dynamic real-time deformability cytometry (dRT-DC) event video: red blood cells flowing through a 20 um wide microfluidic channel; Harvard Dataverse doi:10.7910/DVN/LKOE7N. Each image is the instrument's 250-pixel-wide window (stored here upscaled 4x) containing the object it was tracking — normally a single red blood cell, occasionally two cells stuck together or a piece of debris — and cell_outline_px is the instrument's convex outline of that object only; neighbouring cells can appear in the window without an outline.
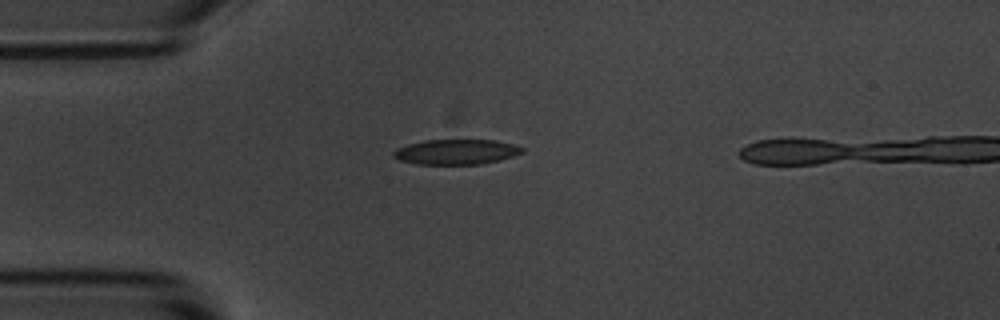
{"species": "common noctule bat (a hibernating species)", "species_latin": "Nyctalus noctula", "temperature_condition": "room temperature", "stored_images_in_passage": 2, "segment_of_instrument_passage": [1, 2], "camera_frame_rate_fps": 3000, "um_per_image_px": 0.085, "animal": {"sex": "male", "body_mass_g": 20.1, "forearm_length_mm": 53.5}, "frame": {"image": 1, "passage_image": 1, "time_ms": 0.0, "image_size_px": [1000, 320], "cell_outline_px": [[524, 152], [500, 160], [480, 164], [416, 164], [400, 160], [392, 156], [392, 152], [396, 148], [408, 144], [424, 140], [496, 140], [516, 144], [524, 148]], "centroid_in_image_um": [38.79, 12.9], "position_along_channel_um": 46.2, "area_um2": 18.96}}